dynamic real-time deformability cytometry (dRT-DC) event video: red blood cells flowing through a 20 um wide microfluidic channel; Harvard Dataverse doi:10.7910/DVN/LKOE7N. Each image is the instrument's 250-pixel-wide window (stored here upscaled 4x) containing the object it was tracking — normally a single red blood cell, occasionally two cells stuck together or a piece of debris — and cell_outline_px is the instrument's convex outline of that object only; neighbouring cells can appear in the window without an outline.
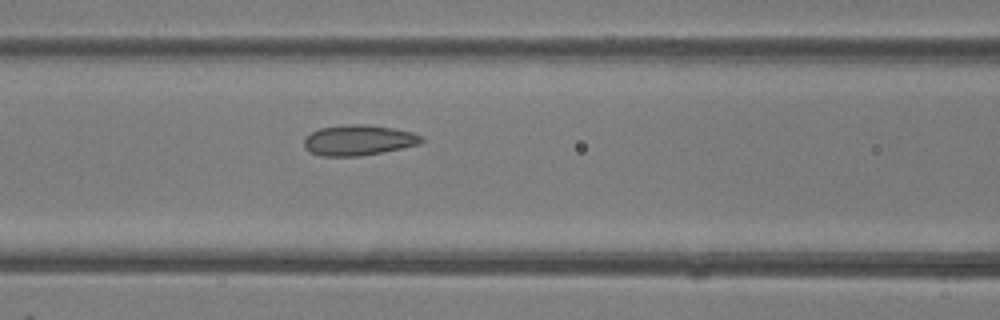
{"species": "common noctule bat (a hibernating species)", "species_latin": "Nyctalus noctula", "temperature_condition": "room temperature", "stored_images_in_passage": 24, "camera_frame_rate_fps": 3000, "um_per_image_px": 0.085, "animal": {"sex": "female"}, "frame": {"image": 1, "passage_image": 20, "time_ms": 6.333, "image_size_px": [1000, 320], "cell_outline_px": [[424, 140], [420, 144], [360, 156], [320, 156], [312, 152], [304, 144], [304, 140], [312, 132], [320, 128], [348, 124], [364, 124], [396, 128], [412, 132], [424, 136]], "centroid_in_image_um": [30.53, 11.9], "position_along_channel_um": 136.1, "area_um2": 20.69}}
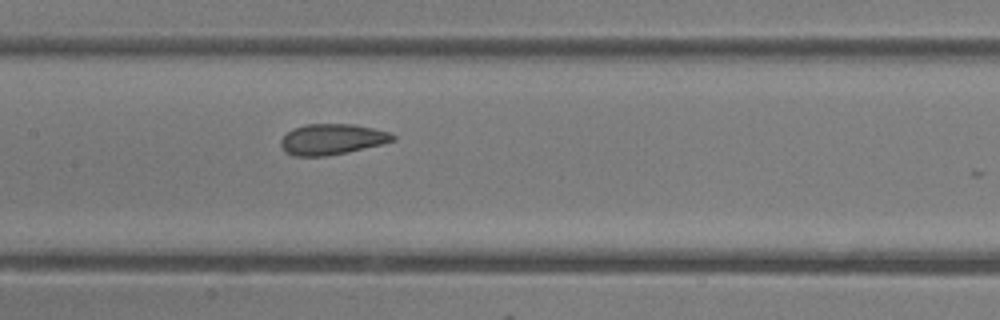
{"frame": {"image": 2, "passage_image": 23, "time_ms": 7.333, "image_size_px": [1000, 320], "cell_outline_px": [[396, 140], [348, 152], [328, 156], [292, 156], [284, 152], [280, 144], [280, 140], [288, 132], [304, 124], [352, 124], [392, 132], [396, 136]], "centroid_in_image_um": [28.22, 11.84], "position_along_channel_um": 179.2, "area_um2": 20.11}}